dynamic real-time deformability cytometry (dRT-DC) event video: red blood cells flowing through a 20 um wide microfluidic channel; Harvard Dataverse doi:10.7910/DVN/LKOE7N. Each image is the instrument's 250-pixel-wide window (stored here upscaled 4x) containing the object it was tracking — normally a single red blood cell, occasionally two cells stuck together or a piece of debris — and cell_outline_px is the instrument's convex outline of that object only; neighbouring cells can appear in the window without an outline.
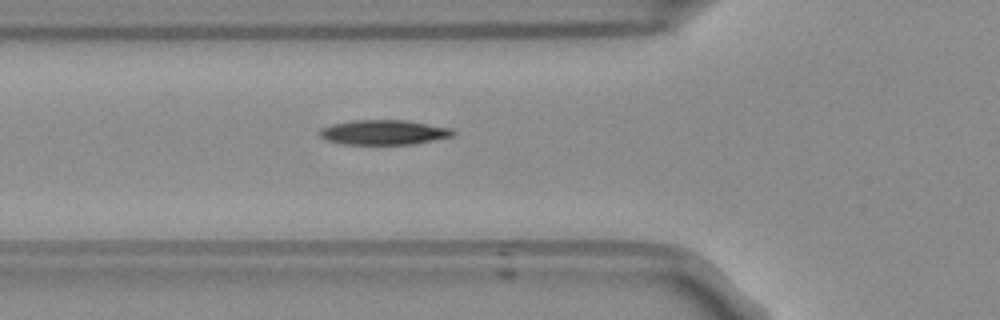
{"species": "Egyptian fruit bat (a non-hibernating species)", "species_latin": "Rousettus aegyptiacus", "temperature_condition": "room temperature", "stored_images_in_passage": 30, "camera_frame_rate_fps": 3000, "um_per_image_px": 0.085, "frame": {"image": 1, "passage_image": 3, "time_ms": 0.667, "image_size_px": [1000, 320], "cell_outline_px": [[456, 132], [452, 136], [412, 144], [344, 144], [328, 140], [320, 136], [320, 128], [332, 124], [352, 120], [404, 120], [452, 128]], "centroid_in_image_um": [32.62, 11.24], "position_along_channel_um": 93.2, "area_um2": 19.07}}
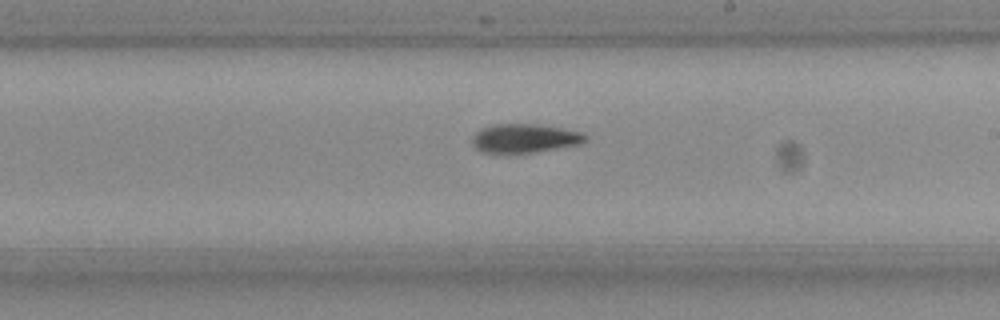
{"frame": {"image": 2, "passage_image": 15, "time_ms": 4.667, "image_size_px": [1000, 320], "cell_outline_px": [[588, 140], [580, 144], [532, 152], [484, 152], [476, 148], [472, 144], [472, 136], [480, 128], [492, 124], [536, 124], [584, 132], [588, 136]], "centroid_in_image_um": [44.61, 11.73], "position_along_channel_um": 244.4, "area_um2": 18.9}}
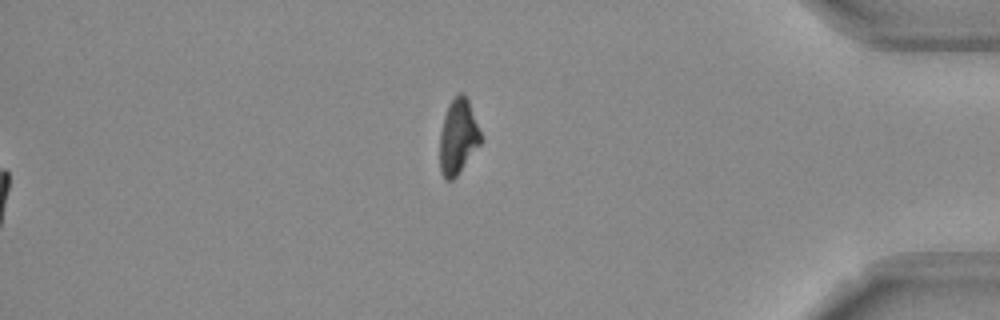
{"frame": {"image": 3, "passage_image": 30, "time_ms": 9.667, "image_size_px": [1000, 320], "cell_outline_px": [[484, 140], [456, 176], [452, 180], [444, 180], [440, 172], [440, 132], [444, 116], [448, 104], [460, 92], [464, 92], [468, 100], [484, 136]], "centroid_in_image_um": [38.96, 11.62], "position_along_channel_um": 396.2, "area_um2": 18.26}, "authors_computed_cell_mechanics": {"area_um2": 19.1607, "velocity_mm_per_s": 3.7607, "shape_relaxation_time_tau1_ms": 4.4707, "shape_relaxation_time_tau2_ms": null, "deformation_change_tau1": 0.1489, "deformation_change_tau2": null}}